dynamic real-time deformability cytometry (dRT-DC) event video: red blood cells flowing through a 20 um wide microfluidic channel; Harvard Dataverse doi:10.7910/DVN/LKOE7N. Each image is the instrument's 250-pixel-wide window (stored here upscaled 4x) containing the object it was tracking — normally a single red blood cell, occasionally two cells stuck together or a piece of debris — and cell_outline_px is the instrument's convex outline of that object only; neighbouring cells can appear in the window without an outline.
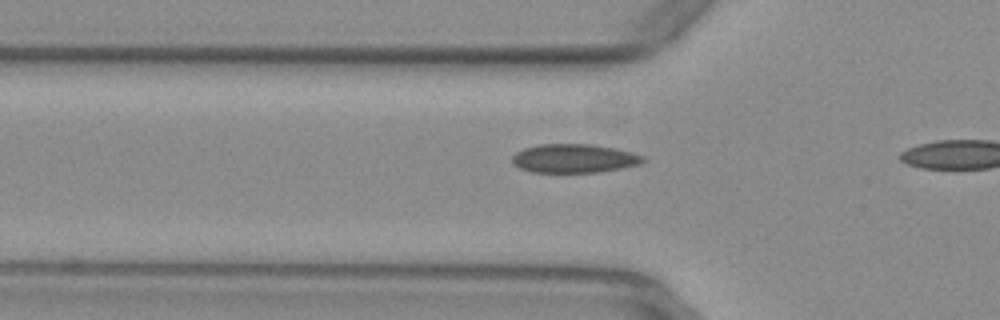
{"species": "common noctule bat (a hibernating species)", "species_latin": "Nyctalus noctula", "temperature_condition": "warm", "stored_images_in_passage": 6, "camera_frame_rate_fps": 3000, "um_per_image_px": 0.085, "animal": {"sex": "female", "body_mass_g": 29.2, "forearm_length_mm": 56.3}, "frame": {"image": 1, "passage_image": 4, "time_ms": 1.0, "image_size_px": [1000, 320], "cell_outline_px": [[648, 160], [640, 164], [600, 172], [532, 172], [520, 168], [512, 164], [512, 156], [516, 152], [524, 148], [540, 144], [592, 144], [616, 148], [632, 152], [644, 156]], "centroid_in_image_um": [48.82, 13.46], "position_along_channel_um": 77.0, "area_um2": 22.08}}